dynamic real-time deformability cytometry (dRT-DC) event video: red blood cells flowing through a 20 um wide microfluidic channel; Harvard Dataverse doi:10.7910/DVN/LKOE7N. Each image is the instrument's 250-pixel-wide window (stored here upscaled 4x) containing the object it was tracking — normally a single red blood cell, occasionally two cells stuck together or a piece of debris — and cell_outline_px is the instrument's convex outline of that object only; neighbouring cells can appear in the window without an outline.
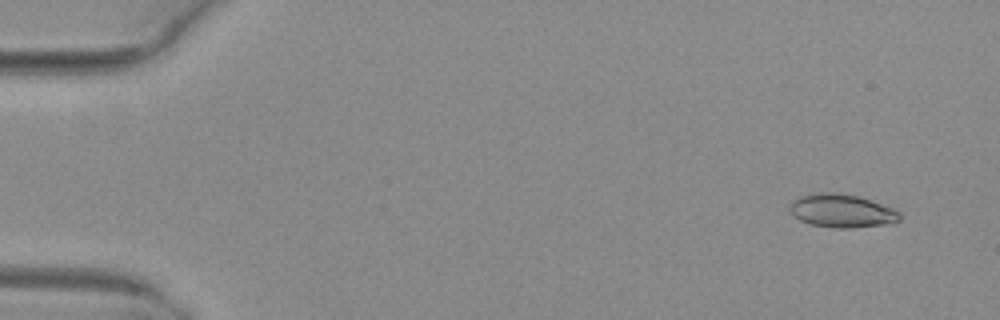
{"species": "common noctule bat (a hibernating species)", "species_latin": "Nyctalus noctula", "temperature_condition": "warm", "stored_images_in_passage": 52, "camera_frame_rate_fps": 3000, "um_per_image_px": 0.085, "animal": {"sex": "female", "body_mass_g": 29.2, "forearm_length_mm": 56.3}, "frame": {"image": 1, "passage_image": 4, "time_ms": 1.0, "image_size_px": [1000, 320], "cell_outline_px": [[900, 220], [892, 224], [852, 228], [836, 228], [808, 224], [800, 220], [788, 208], [788, 204], [792, 200], [800, 196], [816, 192], [832, 192], [860, 196], [892, 208], [900, 212]], "centroid_in_image_um": [71.55, 17.92], "position_along_channel_um": 13.5, "area_um2": 21.62}}
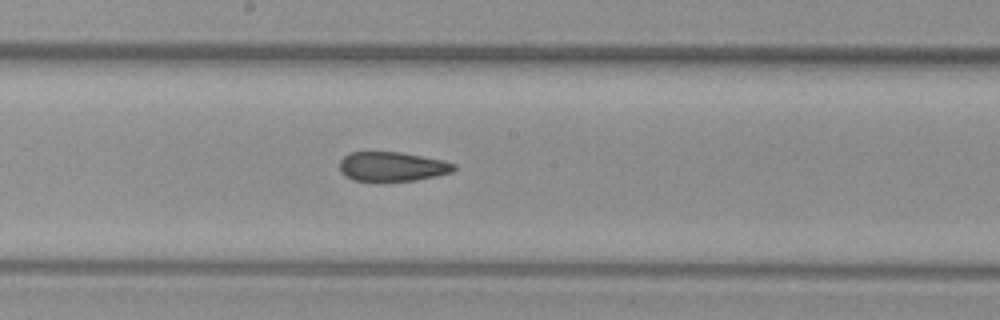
{"frame": {"image": 2, "passage_image": 29, "time_ms": 9.333, "image_size_px": [1000, 320], "cell_outline_px": [[456, 168], [452, 172], [436, 176], [416, 180], [352, 180], [344, 176], [340, 172], [340, 160], [348, 152], [400, 152], [444, 160], [456, 164]], "centroid_in_image_um": [33.33, 14.14], "position_along_channel_um": 214.9, "area_um2": 19.54}}
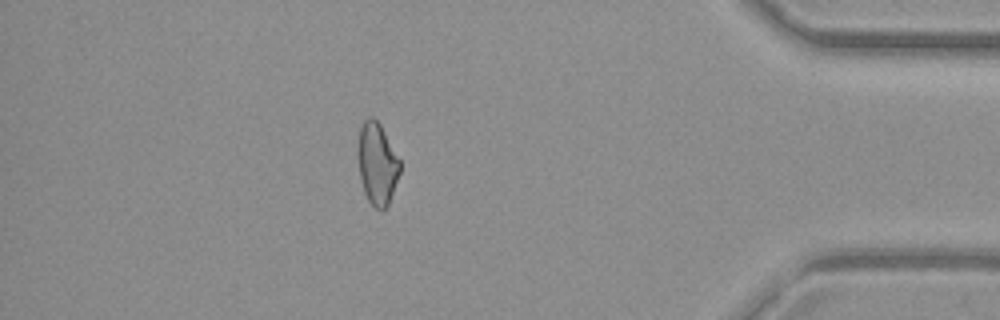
{"frame": {"image": 3, "passage_image": 46, "time_ms": 15.0, "image_size_px": [1000, 320], "cell_outline_px": [[400, 172], [388, 204], [380, 212], [368, 200], [364, 192], [360, 180], [356, 156], [356, 148], [360, 128], [364, 120], [368, 116], [372, 116], [380, 124], [400, 160]], "centroid_in_image_um": [32.02, 13.89], "position_along_channel_um": 403.2, "area_um2": 20.29}, "authors_computed_cell_mechanics": {"area_um2": 21.0392, "velocity_mm_per_s": 4.0549, "shape_relaxation_time_tau1_ms": null, "shape_relaxation_time_tau2_ms": 2.1518, "deformation_change_tau1": null, "deformation_change_tau2": 0.0874}}